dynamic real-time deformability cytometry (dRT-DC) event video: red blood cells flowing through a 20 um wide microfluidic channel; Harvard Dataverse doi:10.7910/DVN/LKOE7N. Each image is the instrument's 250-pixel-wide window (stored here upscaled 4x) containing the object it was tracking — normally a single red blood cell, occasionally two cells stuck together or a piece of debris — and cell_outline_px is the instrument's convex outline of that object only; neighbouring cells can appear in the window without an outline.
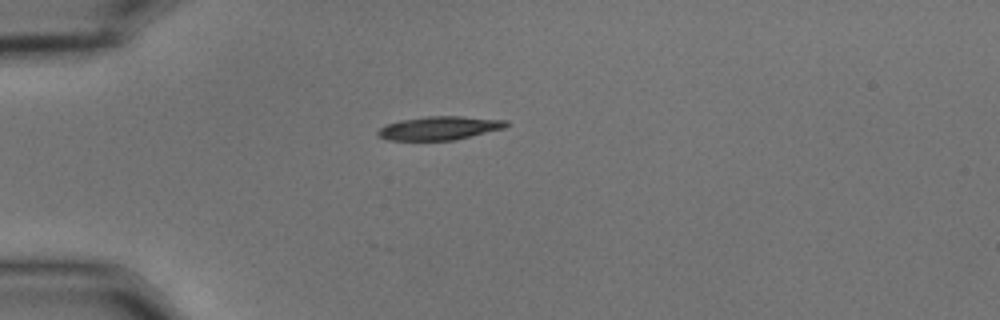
{"species": "common noctule bat (a hibernating species)", "species_latin": "Nyctalus noctula", "temperature_condition": "cold", "stored_images_in_passage": 41, "camera_frame_rate_fps": 3000, "um_per_image_px": 0.085, "animal": {"sex": "male", "body_mass_g": 15.6}, "frame": {"image": 1, "passage_image": 1, "time_ms": 0.0, "image_size_px": [1000, 320], "cell_outline_px": [[508, 124], [504, 128], [456, 140], [388, 140], [376, 136], [376, 132], [380, 128], [388, 124], [400, 120], [428, 116], [460, 116], [508, 120]], "centroid_in_image_um": [37.34, 10.89], "position_along_channel_um": 47.7, "area_um2": 17.63}}
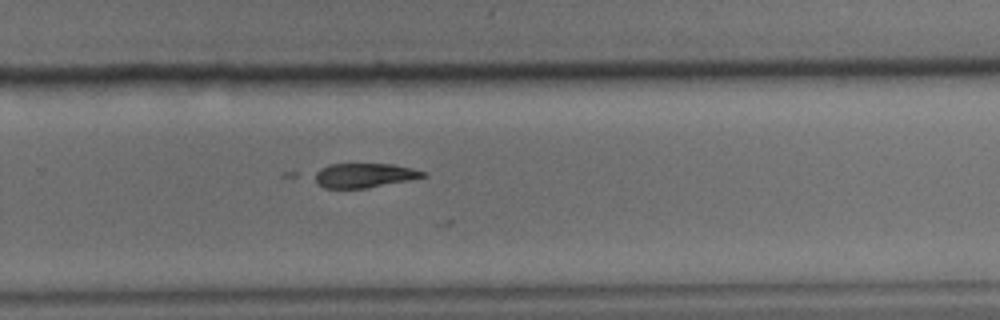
{"frame": {"image": 2, "passage_image": 23, "time_ms": 7.333, "image_size_px": [1000, 320], "cell_outline_px": [[428, 176], [368, 188], [324, 188], [308, 176], [312, 172], [328, 164], [392, 164], [412, 168], [428, 172]], "centroid_in_image_um": [30.88, 14.9], "position_along_channel_um": 298.9, "area_um2": 15.78}}
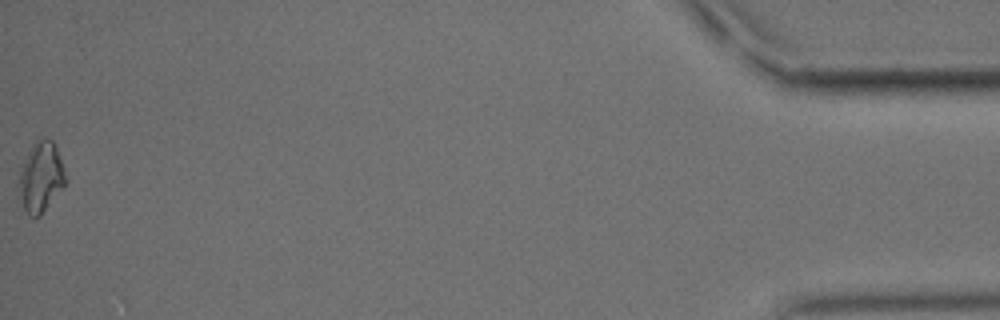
{"frame": {"image": 3, "passage_image": 41, "time_ms": 13.333, "image_size_px": [1000, 320], "cell_outline_px": [[68, 180], [40, 216], [28, 216], [24, 208], [20, 184], [20, 168], [36, 136], [44, 136], [52, 140], [56, 144]], "centroid_in_image_um": [3.52, 14.95], "position_along_channel_um": 431.7, "area_um2": 19.02}}